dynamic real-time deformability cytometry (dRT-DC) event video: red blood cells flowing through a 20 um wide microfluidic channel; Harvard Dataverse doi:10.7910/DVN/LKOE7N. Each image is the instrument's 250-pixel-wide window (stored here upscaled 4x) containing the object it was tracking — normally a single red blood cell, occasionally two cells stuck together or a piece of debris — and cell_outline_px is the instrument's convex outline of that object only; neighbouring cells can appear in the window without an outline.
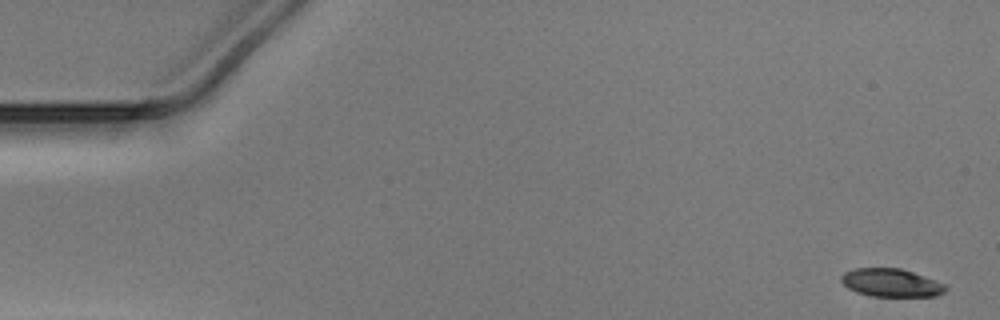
{"species": "Egyptian fruit bat (a non-hibernating species)", "species_latin": "Rousettus aegyptiacus", "temperature_condition": "warm", "stored_images_in_passage": 52, "camera_frame_rate_fps": 3000, "um_per_image_px": 0.085, "animal": {"sex": "male"}, "frame": {"image": 1, "passage_image": 1, "time_ms": 0.0, "image_size_px": [1000, 320], "cell_outline_px": [[948, 288], [944, 292], [936, 296], [872, 296], [856, 292], [848, 288], [840, 280], [840, 276], [844, 272], [856, 268], [900, 268], [948, 284]], "centroid_in_image_um": [75.76, 24.03], "position_along_channel_um": 9.2, "area_um2": 17.17}}
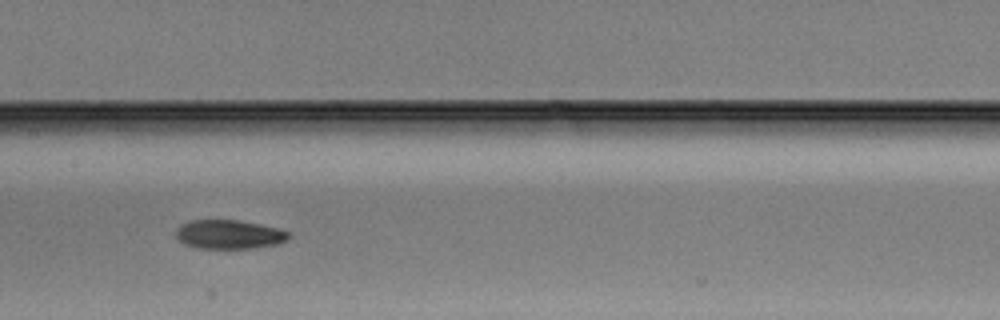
{"frame": {"image": 2, "passage_image": 25, "time_ms": 8.0, "image_size_px": [1000, 320], "cell_outline_px": [[288, 236], [284, 240], [276, 244], [252, 248], [196, 248], [184, 244], [176, 240], [176, 228], [192, 220], [236, 220], [260, 224], [280, 228], [288, 232]], "centroid_in_image_um": [19.42, 19.92], "position_along_channel_um": 188.0, "area_um2": 18.9}}
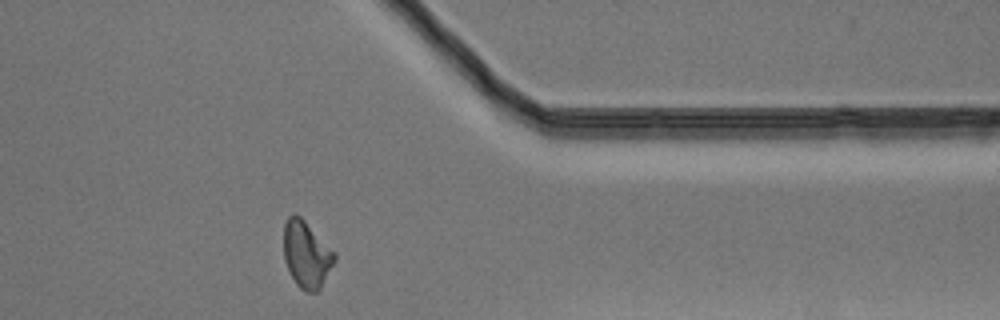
{"frame": {"image": 3, "passage_image": 41, "time_ms": 13.333, "image_size_px": [1000, 320], "cell_outline_px": [[336, 260], [320, 288], [316, 292], [304, 292], [296, 284], [284, 260], [284, 224], [288, 216], [296, 212], [336, 252]], "centroid_in_image_um": [26.06, 21.61], "position_along_channel_um": 385.3, "area_um2": 19.83}}